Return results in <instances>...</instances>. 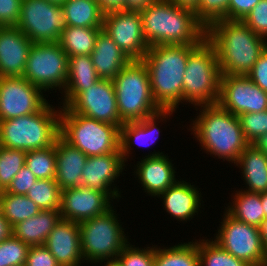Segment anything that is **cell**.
<instances>
[{"label": "cell", "instance_id": "1", "mask_svg": "<svg viewBox=\"0 0 267 266\" xmlns=\"http://www.w3.org/2000/svg\"><path fill=\"white\" fill-rule=\"evenodd\" d=\"M206 38L215 46L221 75H247L267 48V39L241 20L212 23Z\"/></svg>", "mask_w": 267, "mask_h": 266}, {"label": "cell", "instance_id": "2", "mask_svg": "<svg viewBox=\"0 0 267 266\" xmlns=\"http://www.w3.org/2000/svg\"><path fill=\"white\" fill-rule=\"evenodd\" d=\"M140 15L148 46L197 45L206 37V28L196 19L194 11L170 0H156Z\"/></svg>", "mask_w": 267, "mask_h": 266}, {"label": "cell", "instance_id": "3", "mask_svg": "<svg viewBox=\"0 0 267 266\" xmlns=\"http://www.w3.org/2000/svg\"><path fill=\"white\" fill-rule=\"evenodd\" d=\"M191 45L149 46L142 61L148 69L151 91L161 110H177L183 103V79Z\"/></svg>", "mask_w": 267, "mask_h": 266}, {"label": "cell", "instance_id": "4", "mask_svg": "<svg viewBox=\"0 0 267 266\" xmlns=\"http://www.w3.org/2000/svg\"><path fill=\"white\" fill-rule=\"evenodd\" d=\"M201 108V109H200ZM199 115L190 124L192 133L201 149L210 156L236 164L239 156L249 145L238 116L223 109L218 103L199 106Z\"/></svg>", "mask_w": 267, "mask_h": 266}, {"label": "cell", "instance_id": "5", "mask_svg": "<svg viewBox=\"0 0 267 266\" xmlns=\"http://www.w3.org/2000/svg\"><path fill=\"white\" fill-rule=\"evenodd\" d=\"M55 108L48 103L34 114L0 121V146L24 151L53 146L60 136L61 108Z\"/></svg>", "mask_w": 267, "mask_h": 266}, {"label": "cell", "instance_id": "6", "mask_svg": "<svg viewBox=\"0 0 267 266\" xmlns=\"http://www.w3.org/2000/svg\"><path fill=\"white\" fill-rule=\"evenodd\" d=\"M220 79L215 46L206 37L199 44L191 45L183 79V104L189 102L195 108L217 104Z\"/></svg>", "mask_w": 267, "mask_h": 266}, {"label": "cell", "instance_id": "7", "mask_svg": "<svg viewBox=\"0 0 267 266\" xmlns=\"http://www.w3.org/2000/svg\"><path fill=\"white\" fill-rule=\"evenodd\" d=\"M112 81L123 123L143 120L161 110L154 101L148 69L142 60H131Z\"/></svg>", "mask_w": 267, "mask_h": 266}, {"label": "cell", "instance_id": "8", "mask_svg": "<svg viewBox=\"0 0 267 266\" xmlns=\"http://www.w3.org/2000/svg\"><path fill=\"white\" fill-rule=\"evenodd\" d=\"M61 107L60 136L85 155L120 153V128Z\"/></svg>", "mask_w": 267, "mask_h": 266}, {"label": "cell", "instance_id": "9", "mask_svg": "<svg viewBox=\"0 0 267 266\" xmlns=\"http://www.w3.org/2000/svg\"><path fill=\"white\" fill-rule=\"evenodd\" d=\"M79 222L81 251L84 262L90 264L116 260L118 254L130 242L118 220L115 209Z\"/></svg>", "mask_w": 267, "mask_h": 266}, {"label": "cell", "instance_id": "10", "mask_svg": "<svg viewBox=\"0 0 267 266\" xmlns=\"http://www.w3.org/2000/svg\"><path fill=\"white\" fill-rule=\"evenodd\" d=\"M67 75L68 55L58 42L32 44L22 77L48 92L57 89L63 91Z\"/></svg>", "mask_w": 267, "mask_h": 266}, {"label": "cell", "instance_id": "11", "mask_svg": "<svg viewBox=\"0 0 267 266\" xmlns=\"http://www.w3.org/2000/svg\"><path fill=\"white\" fill-rule=\"evenodd\" d=\"M223 213L221 226L213 240L250 266H267L259 227L233 218L226 210Z\"/></svg>", "mask_w": 267, "mask_h": 266}, {"label": "cell", "instance_id": "12", "mask_svg": "<svg viewBox=\"0 0 267 266\" xmlns=\"http://www.w3.org/2000/svg\"><path fill=\"white\" fill-rule=\"evenodd\" d=\"M16 27L33 43L58 42L66 28L64 9L45 0H22Z\"/></svg>", "mask_w": 267, "mask_h": 266}, {"label": "cell", "instance_id": "13", "mask_svg": "<svg viewBox=\"0 0 267 266\" xmlns=\"http://www.w3.org/2000/svg\"><path fill=\"white\" fill-rule=\"evenodd\" d=\"M43 93L24 77H0V121L41 111L48 104Z\"/></svg>", "mask_w": 267, "mask_h": 266}, {"label": "cell", "instance_id": "14", "mask_svg": "<svg viewBox=\"0 0 267 266\" xmlns=\"http://www.w3.org/2000/svg\"><path fill=\"white\" fill-rule=\"evenodd\" d=\"M218 104L236 116L259 113L267 110V92L247 75H221Z\"/></svg>", "mask_w": 267, "mask_h": 266}, {"label": "cell", "instance_id": "15", "mask_svg": "<svg viewBox=\"0 0 267 266\" xmlns=\"http://www.w3.org/2000/svg\"><path fill=\"white\" fill-rule=\"evenodd\" d=\"M65 108L72 113L117 125L119 128L124 124L119 117L112 80L99 79L87 90L79 92Z\"/></svg>", "mask_w": 267, "mask_h": 266}, {"label": "cell", "instance_id": "16", "mask_svg": "<svg viewBox=\"0 0 267 266\" xmlns=\"http://www.w3.org/2000/svg\"><path fill=\"white\" fill-rule=\"evenodd\" d=\"M103 30L131 60H142L148 51L140 12H107L103 16Z\"/></svg>", "mask_w": 267, "mask_h": 266}, {"label": "cell", "instance_id": "17", "mask_svg": "<svg viewBox=\"0 0 267 266\" xmlns=\"http://www.w3.org/2000/svg\"><path fill=\"white\" fill-rule=\"evenodd\" d=\"M111 199L101 191L79 186L61 190L59 212L62 219L81 222L110 209Z\"/></svg>", "mask_w": 267, "mask_h": 266}, {"label": "cell", "instance_id": "18", "mask_svg": "<svg viewBox=\"0 0 267 266\" xmlns=\"http://www.w3.org/2000/svg\"><path fill=\"white\" fill-rule=\"evenodd\" d=\"M126 166L121 153L89 156L82 170V186L105 193L111 201L119 200L121 192L112 183L119 179Z\"/></svg>", "mask_w": 267, "mask_h": 266}, {"label": "cell", "instance_id": "19", "mask_svg": "<svg viewBox=\"0 0 267 266\" xmlns=\"http://www.w3.org/2000/svg\"><path fill=\"white\" fill-rule=\"evenodd\" d=\"M141 161V162H140ZM137 162L135 171L133 172L142 185L144 192L151 197H158L166 191L178 179H176V171L173 160H169L168 155L163 152L148 153L147 156Z\"/></svg>", "mask_w": 267, "mask_h": 266}, {"label": "cell", "instance_id": "20", "mask_svg": "<svg viewBox=\"0 0 267 266\" xmlns=\"http://www.w3.org/2000/svg\"><path fill=\"white\" fill-rule=\"evenodd\" d=\"M33 42L16 26H0V77H22Z\"/></svg>", "mask_w": 267, "mask_h": 266}, {"label": "cell", "instance_id": "21", "mask_svg": "<svg viewBox=\"0 0 267 266\" xmlns=\"http://www.w3.org/2000/svg\"><path fill=\"white\" fill-rule=\"evenodd\" d=\"M44 246L60 266H80L84 263L77 222L61 219L48 235Z\"/></svg>", "mask_w": 267, "mask_h": 266}, {"label": "cell", "instance_id": "22", "mask_svg": "<svg viewBox=\"0 0 267 266\" xmlns=\"http://www.w3.org/2000/svg\"><path fill=\"white\" fill-rule=\"evenodd\" d=\"M198 186L179 179L158 198H162L164 210L179 222H187L198 215L202 200L201 191ZM200 191V192H199ZM202 201V202H201Z\"/></svg>", "mask_w": 267, "mask_h": 266}, {"label": "cell", "instance_id": "23", "mask_svg": "<svg viewBox=\"0 0 267 266\" xmlns=\"http://www.w3.org/2000/svg\"><path fill=\"white\" fill-rule=\"evenodd\" d=\"M173 112L175 113L176 110H160L143 120L127 122L120 127V153L125 163L128 161L127 158L129 159V154L131 155L130 150L134 149L132 146L136 144V142L139 146L148 147L150 144L152 145L157 141L158 135L160 134V129L157 125L161 120V122H166V119H168ZM156 122H158L157 125Z\"/></svg>", "mask_w": 267, "mask_h": 266}, {"label": "cell", "instance_id": "24", "mask_svg": "<svg viewBox=\"0 0 267 266\" xmlns=\"http://www.w3.org/2000/svg\"><path fill=\"white\" fill-rule=\"evenodd\" d=\"M55 151V180L60 189L82 186V170L88 156L78 148L71 146L61 136L55 141Z\"/></svg>", "mask_w": 267, "mask_h": 266}, {"label": "cell", "instance_id": "25", "mask_svg": "<svg viewBox=\"0 0 267 266\" xmlns=\"http://www.w3.org/2000/svg\"><path fill=\"white\" fill-rule=\"evenodd\" d=\"M90 57L98 77L108 80H113L131 61L103 29L99 31Z\"/></svg>", "mask_w": 267, "mask_h": 266}, {"label": "cell", "instance_id": "26", "mask_svg": "<svg viewBox=\"0 0 267 266\" xmlns=\"http://www.w3.org/2000/svg\"><path fill=\"white\" fill-rule=\"evenodd\" d=\"M241 169L247 192H267V155L254 144H249L236 165Z\"/></svg>", "mask_w": 267, "mask_h": 266}, {"label": "cell", "instance_id": "27", "mask_svg": "<svg viewBox=\"0 0 267 266\" xmlns=\"http://www.w3.org/2000/svg\"><path fill=\"white\" fill-rule=\"evenodd\" d=\"M100 78L92 63L90 55H76L68 57V75L64 90L60 93L62 103L65 107L79 92L87 90L94 85Z\"/></svg>", "mask_w": 267, "mask_h": 266}, {"label": "cell", "instance_id": "28", "mask_svg": "<svg viewBox=\"0 0 267 266\" xmlns=\"http://www.w3.org/2000/svg\"><path fill=\"white\" fill-rule=\"evenodd\" d=\"M62 219L59 210H43L12 228V234L29 246L44 245L48 235Z\"/></svg>", "mask_w": 267, "mask_h": 266}, {"label": "cell", "instance_id": "29", "mask_svg": "<svg viewBox=\"0 0 267 266\" xmlns=\"http://www.w3.org/2000/svg\"><path fill=\"white\" fill-rule=\"evenodd\" d=\"M66 26L103 28V16L97 0H66L62 4Z\"/></svg>", "mask_w": 267, "mask_h": 266}, {"label": "cell", "instance_id": "30", "mask_svg": "<svg viewBox=\"0 0 267 266\" xmlns=\"http://www.w3.org/2000/svg\"><path fill=\"white\" fill-rule=\"evenodd\" d=\"M235 192L232 196L234 201L224 210L239 221L259 227L265 219L261 193H251L242 189Z\"/></svg>", "mask_w": 267, "mask_h": 266}, {"label": "cell", "instance_id": "31", "mask_svg": "<svg viewBox=\"0 0 267 266\" xmlns=\"http://www.w3.org/2000/svg\"><path fill=\"white\" fill-rule=\"evenodd\" d=\"M101 29L103 28L66 26L60 35L58 44L68 57L90 55L95 48V42Z\"/></svg>", "mask_w": 267, "mask_h": 266}, {"label": "cell", "instance_id": "32", "mask_svg": "<svg viewBox=\"0 0 267 266\" xmlns=\"http://www.w3.org/2000/svg\"><path fill=\"white\" fill-rule=\"evenodd\" d=\"M154 266H199L198 240L163 248L155 246Z\"/></svg>", "mask_w": 267, "mask_h": 266}, {"label": "cell", "instance_id": "33", "mask_svg": "<svg viewBox=\"0 0 267 266\" xmlns=\"http://www.w3.org/2000/svg\"><path fill=\"white\" fill-rule=\"evenodd\" d=\"M0 210L12 228L41 211L26 195L7 193L5 190L0 194Z\"/></svg>", "mask_w": 267, "mask_h": 266}, {"label": "cell", "instance_id": "34", "mask_svg": "<svg viewBox=\"0 0 267 266\" xmlns=\"http://www.w3.org/2000/svg\"><path fill=\"white\" fill-rule=\"evenodd\" d=\"M199 266H250L225 251L213 238L198 241Z\"/></svg>", "mask_w": 267, "mask_h": 266}, {"label": "cell", "instance_id": "35", "mask_svg": "<svg viewBox=\"0 0 267 266\" xmlns=\"http://www.w3.org/2000/svg\"><path fill=\"white\" fill-rule=\"evenodd\" d=\"M26 196L30 198L41 211L59 210L61 189L55 179H37L30 187Z\"/></svg>", "mask_w": 267, "mask_h": 266}, {"label": "cell", "instance_id": "36", "mask_svg": "<svg viewBox=\"0 0 267 266\" xmlns=\"http://www.w3.org/2000/svg\"><path fill=\"white\" fill-rule=\"evenodd\" d=\"M25 166L37 179H55L56 151L55 144L41 150L27 151Z\"/></svg>", "mask_w": 267, "mask_h": 266}, {"label": "cell", "instance_id": "37", "mask_svg": "<svg viewBox=\"0 0 267 266\" xmlns=\"http://www.w3.org/2000/svg\"><path fill=\"white\" fill-rule=\"evenodd\" d=\"M27 151L0 146V189L6 190L25 165Z\"/></svg>", "mask_w": 267, "mask_h": 266}, {"label": "cell", "instance_id": "38", "mask_svg": "<svg viewBox=\"0 0 267 266\" xmlns=\"http://www.w3.org/2000/svg\"><path fill=\"white\" fill-rule=\"evenodd\" d=\"M30 246L11 234L0 242V266H24Z\"/></svg>", "mask_w": 267, "mask_h": 266}, {"label": "cell", "instance_id": "39", "mask_svg": "<svg viewBox=\"0 0 267 266\" xmlns=\"http://www.w3.org/2000/svg\"><path fill=\"white\" fill-rule=\"evenodd\" d=\"M230 0H200L194 11L196 19L207 29L212 23L229 20Z\"/></svg>", "mask_w": 267, "mask_h": 266}, {"label": "cell", "instance_id": "40", "mask_svg": "<svg viewBox=\"0 0 267 266\" xmlns=\"http://www.w3.org/2000/svg\"><path fill=\"white\" fill-rule=\"evenodd\" d=\"M238 118L244 137L249 144H254L267 133V110L259 113H244Z\"/></svg>", "mask_w": 267, "mask_h": 266}, {"label": "cell", "instance_id": "41", "mask_svg": "<svg viewBox=\"0 0 267 266\" xmlns=\"http://www.w3.org/2000/svg\"><path fill=\"white\" fill-rule=\"evenodd\" d=\"M150 247L139 248L128 243L118 254L117 260L121 266H154L155 245Z\"/></svg>", "mask_w": 267, "mask_h": 266}, {"label": "cell", "instance_id": "42", "mask_svg": "<svg viewBox=\"0 0 267 266\" xmlns=\"http://www.w3.org/2000/svg\"><path fill=\"white\" fill-rule=\"evenodd\" d=\"M254 33L267 39V0H261L242 20Z\"/></svg>", "mask_w": 267, "mask_h": 266}, {"label": "cell", "instance_id": "43", "mask_svg": "<svg viewBox=\"0 0 267 266\" xmlns=\"http://www.w3.org/2000/svg\"><path fill=\"white\" fill-rule=\"evenodd\" d=\"M36 181L35 175L24 165L5 191L16 195H26Z\"/></svg>", "mask_w": 267, "mask_h": 266}, {"label": "cell", "instance_id": "44", "mask_svg": "<svg viewBox=\"0 0 267 266\" xmlns=\"http://www.w3.org/2000/svg\"><path fill=\"white\" fill-rule=\"evenodd\" d=\"M24 266H60L44 245L30 246Z\"/></svg>", "mask_w": 267, "mask_h": 266}, {"label": "cell", "instance_id": "45", "mask_svg": "<svg viewBox=\"0 0 267 266\" xmlns=\"http://www.w3.org/2000/svg\"><path fill=\"white\" fill-rule=\"evenodd\" d=\"M22 0H0V26H16Z\"/></svg>", "mask_w": 267, "mask_h": 266}, {"label": "cell", "instance_id": "46", "mask_svg": "<svg viewBox=\"0 0 267 266\" xmlns=\"http://www.w3.org/2000/svg\"><path fill=\"white\" fill-rule=\"evenodd\" d=\"M247 76L264 92H267V48L259 56Z\"/></svg>", "mask_w": 267, "mask_h": 266}, {"label": "cell", "instance_id": "47", "mask_svg": "<svg viewBox=\"0 0 267 266\" xmlns=\"http://www.w3.org/2000/svg\"><path fill=\"white\" fill-rule=\"evenodd\" d=\"M261 0H230L229 20H243Z\"/></svg>", "mask_w": 267, "mask_h": 266}, {"label": "cell", "instance_id": "48", "mask_svg": "<svg viewBox=\"0 0 267 266\" xmlns=\"http://www.w3.org/2000/svg\"><path fill=\"white\" fill-rule=\"evenodd\" d=\"M97 1L104 14L107 12L124 10V0H97Z\"/></svg>", "mask_w": 267, "mask_h": 266}, {"label": "cell", "instance_id": "49", "mask_svg": "<svg viewBox=\"0 0 267 266\" xmlns=\"http://www.w3.org/2000/svg\"><path fill=\"white\" fill-rule=\"evenodd\" d=\"M156 0H124V10L141 12Z\"/></svg>", "mask_w": 267, "mask_h": 266}, {"label": "cell", "instance_id": "50", "mask_svg": "<svg viewBox=\"0 0 267 266\" xmlns=\"http://www.w3.org/2000/svg\"><path fill=\"white\" fill-rule=\"evenodd\" d=\"M12 234V227L9 225L7 220L4 218L0 210V242L8 238Z\"/></svg>", "mask_w": 267, "mask_h": 266}, {"label": "cell", "instance_id": "51", "mask_svg": "<svg viewBox=\"0 0 267 266\" xmlns=\"http://www.w3.org/2000/svg\"><path fill=\"white\" fill-rule=\"evenodd\" d=\"M170 1L181 8H187L192 11H195L198 8L200 0H170Z\"/></svg>", "mask_w": 267, "mask_h": 266}, {"label": "cell", "instance_id": "52", "mask_svg": "<svg viewBox=\"0 0 267 266\" xmlns=\"http://www.w3.org/2000/svg\"><path fill=\"white\" fill-rule=\"evenodd\" d=\"M259 231L262 239L263 248L267 255V219L263 220V222L259 226Z\"/></svg>", "mask_w": 267, "mask_h": 266}, {"label": "cell", "instance_id": "53", "mask_svg": "<svg viewBox=\"0 0 267 266\" xmlns=\"http://www.w3.org/2000/svg\"><path fill=\"white\" fill-rule=\"evenodd\" d=\"M254 145L267 155V133L261 136Z\"/></svg>", "mask_w": 267, "mask_h": 266}, {"label": "cell", "instance_id": "54", "mask_svg": "<svg viewBox=\"0 0 267 266\" xmlns=\"http://www.w3.org/2000/svg\"><path fill=\"white\" fill-rule=\"evenodd\" d=\"M261 203L263 206V211L265 213V219H267V192L261 193Z\"/></svg>", "mask_w": 267, "mask_h": 266}, {"label": "cell", "instance_id": "55", "mask_svg": "<svg viewBox=\"0 0 267 266\" xmlns=\"http://www.w3.org/2000/svg\"><path fill=\"white\" fill-rule=\"evenodd\" d=\"M107 262V263H106ZM106 263V264H105ZM102 266H121V264L118 262V260H108L104 262V265Z\"/></svg>", "mask_w": 267, "mask_h": 266}, {"label": "cell", "instance_id": "56", "mask_svg": "<svg viewBox=\"0 0 267 266\" xmlns=\"http://www.w3.org/2000/svg\"><path fill=\"white\" fill-rule=\"evenodd\" d=\"M45 1L57 4V5H62L66 0H45Z\"/></svg>", "mask_w": 267, "mask_h": 266}]
</instances>
